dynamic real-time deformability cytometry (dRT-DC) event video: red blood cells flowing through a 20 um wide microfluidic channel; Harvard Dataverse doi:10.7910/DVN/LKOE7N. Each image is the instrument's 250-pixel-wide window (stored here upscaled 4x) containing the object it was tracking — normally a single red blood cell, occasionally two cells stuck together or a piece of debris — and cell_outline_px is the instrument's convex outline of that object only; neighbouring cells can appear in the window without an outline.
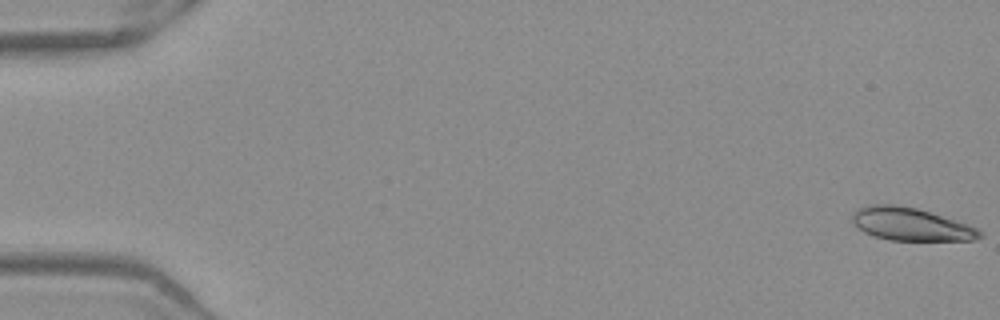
{"species": "Egyptian fruit bat (a non-hibernating species)", "species_latin": "Rousettus aegyptiacus", "temperature_condition": "warm", "stored_images_in_passage": 8, "camera_frame_rate_fps": 3000, "um_per_image_px": 0.085, "frame": {"image": 1, "passage_image": 1, "time_ms": 0.0, "image_size_px": [1000, 320], "cell_outline_px": [[984, 236], [976, 240], [888, 240], [872, 236], [864, 232], [852, 224], [852, 212], [856, 208], [868, 204], [892, 204], [916, 208], [968, 224], [984, 232]], "centroid_in_image_um": [77.38, 19.06], "position_along_channel_um": 7.6, "area_um2": 24.62}}